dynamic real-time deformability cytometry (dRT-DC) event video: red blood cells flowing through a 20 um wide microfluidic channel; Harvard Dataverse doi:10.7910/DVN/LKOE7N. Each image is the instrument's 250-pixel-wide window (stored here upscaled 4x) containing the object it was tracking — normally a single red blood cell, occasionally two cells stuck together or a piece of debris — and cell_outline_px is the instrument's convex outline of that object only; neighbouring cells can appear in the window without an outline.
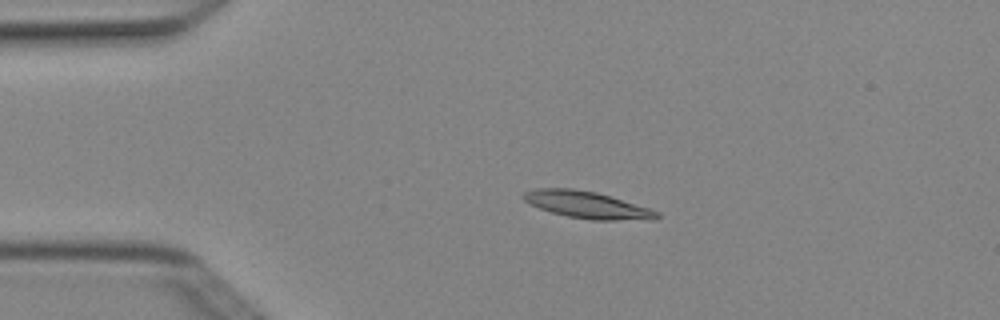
{"species": "Egyptian fruit bat (a non-hibernating species)", "species_latin": "Rousettus aegyptiacus", "temperature_condition": "cold", "stored_images_in_passage": 4, "camera_frame_rate_fps": 3000, "um_per_image_px": 0.085, "animal": {"sex": "female"}, "frame": {"image": 1, "passage_image": 3, "time_ms": 0.667, "image_size_px": [1000, 320], "cell_outline_px": [[660, 216], [656, 220], [592, 220], [568, 216], [552, 212], [528, 204], [524, 200], [524, 192], [536, 188], [572, 188], [596, 192], [652, 208], [660, 212]], "centroid_in_image_um": [49.98, 17.42], "position_along_channel_um": 35.0, "area_um2": 21.1}}